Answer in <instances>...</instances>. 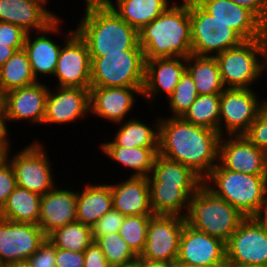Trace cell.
I'll use <instances>...</instances> for the list:
<instances>
[{
  "mask_svg": "<svg viewBox=\"0 0 267 267\" xmlns=\"http://www.w3.org/2000/svg\"><path fill=\"white\" fill-rule=\"evenodd\" d=\"M160 116L158 154L190 167L204 179L218 164V131L186 122L181 117Z\"/></svg>",
  "mask_w": 267,
  "mask_h": 267,
  "instance_id": "obj_1",
  "label": "cell"
},
{
  "mask_svg": "<svg viewBox=\"0 0 267 267\" xmlns=\"http://www.w3.org/2000/svg\"><path fill=\"white\" fill-rule=\"evenodd\" d=\"M84 13L75 31L86 42L90 57L132 50L138 31L122 20L103 0H83Z\"/></svg>",
  "mask_w": 267,
  "mask_h": 267,
  "instance_id": "obj_2",
  "label": "cell"
},
{
  "mask_svg": "<svg viewBox=\"0 0 267 267\" xmlns=\"http://www.w3.org/2000/svg\"><path fill=\"white\" fill-rule=\"evenodd\" d=\"M176 1L138 31L139 45L145 59L187 58L192 54L189 0Z\"/></svg>",
  "mask_w": 267,
  "mask_h": 267,
  "instance_id": "obj_3",
  "label": "cell"
},
{
  "mask_svg": "<svg viewBox=\"0 0 267 267\" xmlns=\"http://www.w3.org/2000/svg\"><path fill=\"white\" fill-rule=\"evenodd\" d=\"M203 185L245 217H259L267 204V175L234 172L218 163L203 179Z\"/></svg>",
  "mask_w": 267,
  "mask_h": 267,
  "instance_id": "obj_4",
  "label": "cell"
},
{
  "mask_svg": "<svg viewBox=\"0 0 267 267\" xmlns=\"http://www.w3.org/2000/svg\"><path fill=\"white\" fill-rule=\"evenodd\" d=\"M185 222L225 243L246 218L238 209L202 185L189 198Z\"/></svg>",
  "mask_w": 267,
  "mask_h": 267,
  "instance_id": "obj_5",
  "label": "cell"
},
{
  "mask_svg": "<svg viewBox=\"0 0 267 267\" xmlns=\"http://www.w3.org/2000/svg\"><path fill=\"white\" fill-rule=\"evenodd\" d=\"M225 88L251 89L267 72L264 38L244 40L215 56Z\"/></svg>",
  "mask_w": 267,
  "mask_h": 267,
  "instance_id": "obj_6",
  "label": "cell"
},
{
  "mask_svg": "<svg viewBox=\"0 0 267 267\" xmlns=\"http://www.w3.org/2000/svg\"><path fill=\"white\" fill-rule=\"evenodd\" d=\"M91 61V87H144L145 58L139 44Z\"/></svg>",
  "mask_w": 267,
  "mask_h": 267,
  "instance_id": "obj_7",
  "label": "cell"
},
{
  "mask_svg": "<svg viewBox=\"0 0 267 267\" xmlns=\"http://www.w3.org/2000/svg\"><path fill=\"white\" fill-rule=\"evenodd\" d=\"M189 18L194 55L215 57L244 41L235 30L215 19L196 0H189Z\"/></svg>",
  "mask_w": 267,
  "mask_h": 267,
  "instance_id": "obj_8",
  "label": "cell"
},
{
  "mask_svg": "<svg viewBox=\"0 0 267 267\" xmlns=\"http://www.w3.org/2000/svg\"><path fill=\"white\" fill-rule=\"evenodd\" d=\"M46 148L43 142L36 139L13 155L12 151L5 155L13 167L17 186L41 196L57 184Z\"/></svg>",
  "mask_w": 267,
  "mask_h": 267,
  "instance_id": "obj_9",
  "label": "cell"
},
{
  "mask_svg": "<svg viewBox=\"0 0 267 267\" xmlns=\"http://www.w3.org/2000/svg\"><path fill=\"white\" fill-rule=\"evenodd\" d=\"M260 98L253 88H225L220 93L219 134L243 135L267 104Z\"/></svg>",
  "mask_w": 267,
  "mask_h": 267,
  "instance_id": "obj_10",
  "label": "cell"
},
{
  "mask_svg": "<svg viewBox=\"0 0 267 267\" xmlns=\"http://www.w3.org/2000/svg\"><path fill=\"white\" fill-rule=\"evenodd\" d=\"M71 29V30H70ZM62 48L59 52L54 81L58 87L84 88L91 87V57L86 42L75 31L65 30Z\"/></svg>",
  "mask_w": 267,
  "mask_h": 267,
  "instance_id": "obj_11",
  "label": "cell"
},
{
  "mask_svg": "<svg viewBox=\"0 0 267 267\" xmlns=\"http://www.w3.org/2000/svg\"><path fill=\"white\" fill-rule=\"evenodd\" d=\"M226 259L267 267V226L259 217H246L226 242Z\"/></svg>",
  "mask_w": 267,
  "mask_h": 267,
  "instance_id": "obj_12",
  "label": "cell"
},
{
  "mask_svg": "<svg viewBox=\"0 0 267 267\" xmlns=\"http://www.w3.org/2000/svg\"><path fill=\"white\" fill-rule=\"evenodd\" d=\"M185 223V218L181 216L153 215L148 225L147 241L139 257L148 261L176 262Z\"/></svg>",
  "mask_w": 267,
  "mask_h": 267,
  "instance_id": "obj_13",
  "label": "cell"
},
{
  "mask_svg": "<svg viewBox=\"0 0 267 267\" xmlns=\"http://www.w3.org/2000/svg\"><path fill=\"white\" fill-rule=\"evenodd\" d=\"M47 239L37 224L0 218V267L27 261Z\"/></svg>",
  "mask_w": 267,
  "mask_h": 267,
  "instance_id": "obj_14",
  "label": "cell"
},
{
  "mask_svg": "<svg viewBox=\"0 0 267 267\" xmlns=\"http://www.w3.org/2000/svg\"><path fill=\"white\" fill-rule=\"evenodd\" d=\"M226 260V243L220 238L185 223L176 262L198 267H221Z\"/></svg>",
  "mask_w": 267,
  "mask_h": 267,
  "instance_id": "obj_15",
  "label": "cell"
},
{
  "mask_svg": "<svg viewBox=\"0 0 267 267\" xmlns=\"http://www.w3.org/2000/svg\"><path fill=\"white\" fill-rule=\"evenodd\" d=\"M218 163L234 172L267 175V154L244 135L221 136Z\"/></svg>",
  "mask_w": 267,
  "mask_h": 267,
  "instance_id": "obj_16",
  "label": "cell"
},
{
  "mask_svg": "<svg viewBox=\"0 0 267 267\" xmlns=\"http://www.w3.org/2000/svg\"><path fill=\"white\" fill-rule=\"evenodd\" d=\"M49 88V84L39 81L3 94L2 107L9 123L25 120L30 126L43 125Z\"/></svg>",
  "mask_w": 267,
  "mask_h": 267,
  "instance_id": "obj_17",
  "label": "cell"
},
{
  "mask_svg": "<svg viewBox=\"0 0 267 267\" xmlns=\"http://www.w3.org/2000/svg\"><path fill=\"white\" fill-rule=\"evenodd\" d=\"M61 18V16H58L44 30L33 32V35L32 32L26 35L23 49L27 52L31 71L37 82H41L39 79L42 78V75L45 77L52 76V78L54 76L59 52L62 48L59 43L62 41L57 43L54 37L58 34L61 36L60 31H64L62 30L64 27L61 26L63 24ZM52 34H55L53 38H51Z\"/></svg>",
  "mask_w": 267,
  "mask_h": 267,
  "instance_id": "obj_18",
  "label": "cell"
},
{
  "mask_svg": "<svg viewBox=\"0 0 267 267\" xmlns=\"http://www.w3.org/2000/svg\"><path fill=\"white\" fill-rule=\"evenodd\" d=\"M49 88L43 125H65L84 121L90 115V90L84 88ZM87 116V117H86Z\"/></svg>",
  "mask_w": 267,
  "mask_h": 267,
  "instance_id": "obj_19",
  "label": "cell"
},
{
  "mask_svg": "<svg viewBox=\"0 0 267 267\" xmlns=\"http://www.w3.org/2000/svg\"><path fill=\"white\" fill-rule=\"evenodd\" d=\"M144 87H90V115L117 124L135 110ZM136 96V97H135ZM94 114V115H93Z\"/></svg>",
  "mask_w": 267,
  "mask_h": 267,
  "instance_id": "obj_20",
  "label": "cell"
},
{
  "mask_svg": "<svg viewBox=\"0 0 267 267\" xmlns=\"http://www.w3.org/2000/svg\"><path fill=\"white\" fill-rule=\"evenodd\" d=\"M185 71L186 58L184 57L145 59V83L142 98L151 104V108L158 97L163 98L160 97L161 94H165L167 99L175 90Z\"/></svg>",
  "mask_w": 267,
  "mask_h": 267,
  "instance_id": "obj_21",
  "label": "cell"
},
{
  "mask_svg": "<svg viewBox=\"0 0 267 267\" xmlns=\"http://www.w3.org/2000/svg\"><path fill=\"white\" fill-rule=\"evenodd\" d=\"M56 184L41 196L38 226L48 236L55 229L77 221V191Z\"/></svg>",
  "mask_w": 267,
  "mask_h": 267,
  "instance_id": "obj_22",
  "label": "cell"
},
{
  "mask_svg": "<svg viewBox=\"0 0 267 267\" xmlns=\"http://www.w3.org/2000/svg\"><path fill=\"white\" fill-rule=\"evenodd\" d=\"M215 19L227 24L244 40L264 38L266 26L248 9L231 0H196Z\"/></svg>",
  "mask_w": 267,
  "mask_h": 267,
  "instance_id": "obj_23",
  "label": "cell"
},
{
  "mask_svg": "<svg viewBox=\"0 0 267 267\" xmlns=\"http://www.w3.org/2000/svg\"><path fill=\"white\" fill-rule=\"evenodd\" d=\"M58 16L41 0H0V21L15 24L26 33L44 30Z\"/></svg>",
  "mask_w": 267,
  "mask_h": 267,
  "instance_id": "obj_24",
  "label": "cell"
},
{
  "mask_svg": "<svg viewBox=\"0 0 267 267\" xmlns=\"http://www.w3.org/2000/svg\"><path fill=\"white\" fill-rule=\"evenodd\" d=\"M128 177L110 184L113 208L124 216L154 215L150 206L148 178Z\"/></svg>",
  "mask_w": 267,
  "mask_h": 267,
  "instance_id": "obj_25",
  "label": "cell"
},
{
  "mask_svg": "<svg viewBox=\"0 0 267 267\" xmlns=\"http://www.w3.org/2000/svg\"><path fill=\"white\" fill-rule=\"evenodd\" d=\"M77 191V221L92 227L113 208L110 182L88 184Z\"/></svg>",
  "mask_w": 267,
  "mask_h": 267,
  "instance_id": "obj_26",
  "label": "cell"
},
{
  "mask_svg": "<svg viewBox=\"0 0 267 267\" xmlns=\"http://www.w3.org/2000/svg\"><path fill=\"white\" fill-rule=\"evenodd\" d=\"M100 151L110 161L131 170L133 177H148L158 155V147L123 148L115 146L110 140L100 143Z\"/></svg>",
  "mask_w": 267,
  "mask_h": 267,
  "instance_id": "obj_27",
  "label": "cell"
},
{
  "mask_svg": "<svg viewBox=\"0 0 267 267\" xmlns=\"http://www.w3.org/2000/svg\"><path fill=\"white\" fill-rule=\"evenodd\" d=\"M122 20L140 31L175 0H103Z\"/></svg>",
  "mask_w": 267,
  "mask_h": 267,
  "instance_id": "obj_28",
  "label": "cell"
},
{
  "mask_svg": "<svg viewBox=\"0 0 267 267\" xmlns=\"http://www.w3.org/2000/svg\"><path fill=\"white\" fill-rule=\"evenodd\" d=\"M199 188L170 187L162 186V183H149L152 212L154 215H177L185 217L189 206V198Z\"/></svg>",
  "mask_w": 267,
  "mask_h": 267,
  "instance_id": "obj_29",
  "label": "cell"
},
{
  "mask_svg": "<svg viewBox=\"0 0 267 267\" xmlns=\"http://www.w3.org/2000/svg\"><path fill=\"white\" fill-rule=\"evenodd\" d=\"M160 116L148 125L141 118L129 117L124 122L117 123L119 126L111 139L115 146L123 148L134 147H158Z\"/></svg>",
  "mask_w": 267,
  "mask_h": 267,
  "instance_id": "obj_30",
  "label": "cell"
},
{
  "mask_svg": "<svg viewBox=\"0 0 267 267\" xmlns=\"http://www.w3.org/2000/svg\"><path fill=\"white\" fill-rule=\"evenodd\" d=\"M148 183H162V186L170 187H201L203 179L190 167L178 161H174L158 154Z\"/></svg>",
  "mask_w": 267,
  "mask_h": 267,
  "instance_id": "obj_31",
  "label": "cell"
},
{
  "mask_svg": "<svg viewBox=\"0 0 267 267\" xmlns=\"http://www.w3.org/2000/svg\"><path fill=\"white\" fill-rule=\"evenodd\" d=\"M41 195L17 186L0 209V218L18 222L38 224Z\"/></svg>",
  "mask_w": 267,
  "mask_h": 267,
  "instance_id": "obj_32",
  "label": "cell"
},
{
  "mask_svg": "<svg viewBox=\"0 0 267 267\" xmlns=\"http://www.w3.org/2000/svg\"><path fill=\"white\" fill-rule=\"evenodd\" d=\"M186 71L192 77L198 95L221 93L225 89L215 57L191 54L186 58Z\"/></svg>",
  "mask_w": 267,
  "mask_h": 267,
  "instance_id": "obj_33",
  "label": "cell"
},
{
  "mask_svg": "<svg viewBox=\"0 0 267 267\" xmlns=\"http://www.w3.org/2000/svg\"><path fill=\"white\" fill-rule=\"evenodd\" d=\"M32 74L27 52L24 49L16 51L0 67V94L26 87L36 83Z\"/></svg>",
  "mask_w": 267,
  "mask_h": 267,
  "instance_id": "obj_34",
  "label": "cell"
},
{
  "mask_svg": "<svg viewBox=\"0 0 267 267\" xmlns=\"http://www.w3.org/2000/svg\"><path fill=\"white\" fill-rule=\"evenodd\" d=\"M47 239L56 248L74 252H84L94 241L91 227L78 221L55 229Z\"/></svg>",
  "mask_w": 267,
  "mask_h": 267,
  "instance_id": "obj_35",
  "label": "cell"
},
{
  "mask_svg": "<svg viewBox=\"0 0 267 267\" xmlns=\"http://www.w3.org/2000/svg\"><path fill=\"white\" fill-rule=\"evenodd\" d=\"M181 118L219 132L220 93L198 95Z\"/></svg>",
  "mask_w": 267,
  "mask_h": 267,
  "instance_id": "obj_36",
  "label": "cell"
},
{
  "mask_svg": "<svg viewBox=\"0 0 267 267\" xmlns=\"http://www.w3.org/2000/svg\"><path fill=\"white\" fill-rule=\"evenodd\" d=\"M153 215L125 216L118 234L127 243L133 253L139 257L144 250L147 241V230L150 218Z\"/></svg>",
  "mask_w": 267,
  "mask_h": 267,
  "instance_id": "obj_37",
  "label": "cell"
},
{
  "mask_svg": "<svg viewBox=\"0 0 267 267\" xmlns=\"http://www.w3.org/2000/svg\"><path fill=\"white\" fill-rule=\"evenodd\" d=\"M198 97L197 88L190 74L185 71L173 93L165 100L171 117H182Z\"/></svg>",
  "mask_w": 267,
  "mask_h": 267,
  "instance_id": "obj_38",
  "label": "cell"
},
{
  "mask_svg": "<svg viewBox=\"0 0 267 267\" xmlns=\"http://www.w3.org/2000/svg\"><path fill=\"white\" fill-rule=\"evenodd\" d=\"M94 242L112 267L132 262L137 258L118 232L100 236Z\"/></svg>",
  "mask_w": 267,
  "mask_h": 267,
  "instance_id": "obj_39",
  "label": "cell"
},
{
  "mask_svg": "<svg viewBox=\"0 0 267 267\" xmlns=\"http://www.w3.org/2000/svg\"><path fill=\"white\" fill-rule=\"evenodd\" d=\"M243 135L267 154V104Z\"/></svg>",
  "mask_w": 267,
  "mask_h": 267,
  "instance_id": "obj_40",
  "label": "cell"
},
{
  "mask_svg": "<svg viewBox=\"0 0 267 267\" xmlns=\"http://www.w3.org/2000/svg\"><path fill=\"white\" fill-rule=\"evenodd\" d=\"M124 219V215L112 208L91 227L93 240L95 241L100 236L117 233Z\"/></svg>",
  "mask_w": 267,
  "mask_h": 267,
  "instance_id": "obj_41",
  "label": "cell"
},
{
  "mask_svg": "<svg viewBox=\"0 0 267 267\" xmlns=\"http://www.w3.org/2000/svg\"><path fill=\"white\" fill-rule=\"evenodd\" d=\"M27 33L19 26L0 21V43L8 44L17 51L24 48Z\"/></svg>",
  "mask_w": 267,
  "mask_h": 267,
  "instance_id": "obj_42",
  "label": "cell"
},
{
  "mask_svg": "<svg viewBox=\"0 0 267 267\" xmlns=\"http://www.w3.org/2000/svg\"><path fill=\"white\" fill-rule=\"evenodd\" d=\"M16 187L17 182L13 167L5 158L0 162V209Z\"/></svg>",
  "mask_w": 267,
  "mask_h": 267,
  "instance_id": "obj_43",
  "label": "cell"
},
{
  "mask_svg": "<svg viewBox=\"0 0 267 267\" xmlns=\"http://www.w3.org/2000/svg\"><path fill=\"white\" fill-rule=\"evenodd\" d=\"M56 247L46 239L27 261L31 267H55Z\"/></svg>",
  "mask_w": 267,
  "mask_h": 267,
  "instance_id": "obj_44",
  "label": "cell"
},
{
  "mask_svg": "<svg viewBox=\"0 0 267 267\" xmlns=\"http://www.w3.org/2000/svg\"><path fill=\"white\" fill-rule=\"evenodd\" d=\"M55 267H84V252L56 248Z\"/></svg>",
  "mask_w": 267,
  "mask_h": 267,
  "instance_id": "obj_45",
  "label": "cell"
},
{
  "mask_svg": "<svg viewBox=\"0 0 267 267\" xmlns=\"http://www.w3.org/2000/svg\"><path fill=\"white\" fill-rule=\"evenodd\" d=\"M84 267H112L106 260L102 250L93 241L84 251Z\"/></svg>",
  "mask_w": 267,
  "mask_h": 267,
  "instance_id": "obj_46",
  "label": "cell"
},
{
  "mask_svg": "<svg viewBox=\"0 0 267 267\" xmlns=\"http://www.w3.org/2000/svg\"><path fill=\"white\" fill-rule=\"evenodd\" d=\"M251 11L267 27V0H231Z\"/></svg>",
  "mask_w": 267,
  "mask_h": 267,
  "instance_id": "obj_47",
  "label": "cell"
},
{
  "mask_svg": "<svg viewBox=\"0 0 267 267\" xmlns=\"http://www.w3.org/2000/svg\"><path fill=\"white\" fill-rule=\"evenodd\" d=\"M9 121L6 116L5 110L3 107L0 108V151L7 155L12 150V142L10 138V129H9Z\"/></svg>",
  "mask_w": 267,
  "mask_h": 267,
  "instance_id": "obj_48",
  "label": "cell"
},
{
  "mask_svg": "<svg viewBox=\"0 0 267 267\" xmlns=\"http://www.w3.org/2000/svg\"><path fill=\"white\" fill-rule=\"evenodd\" d=\"M14 47L0 43V67L16 52Z\"/></svg>",
  "mask_w": 267,
  "mask_h": 267,
  "instance_id": "obj_49",
  "label": "cell"
},
{
  "mask_svg": "<svg viewBox=\"0 0 267 267\" xmlns=\"http://www.w3.org/2000/svg\"><path fill=\"white\" fill-rule=\"evenodd\" d=\"M140 267H173V263L148 261L140 258Z\"/></svg>",
  "mask_w": 267,
  "mask_h": 267,
  "instance_id": "obj_50",
  "label": "cell"
},
{
  "mask_svg": "<svg viewBox=\"0 0 267 267\" xmlns=\"http://www.w3.org/2000/svg\"><path fill=\"white\" fill-rule=\"evenodd\" d=\"M221 267H261V266L245 264V263H237V262L226 259L224 264Z\"/></svg>",
  "mask_w": 267,
  "mask_h": 267,
  "instance_id": "obj_51",
  "label": "cell"
},
{
  "mask_svg": "<svg viewBox=\"0 0 267 267\" xmlns=\"http://www.w3.org/2000/svg\"><path fill=\"white\" fill-rule=\"evenodd\" d=\"M114 267H140V257H137L134 261L122 264V265H117Z\"/></svg>",
  "mask_w": 267,
  "mask_h": 267,
  "instance_id": "obj_52",
  "label": "cell"
},
{
  "mask_svg": "<svg viewBox=\"0 0 267 267\" xmlns=\"http://www.w3.org/2000/svg\"><path fill=\"white\" fill-rule=\"evenodd\" d=\"M5 267H31L28 261H20V262H14L9 265H6Z\"/></svg>",
  "mask_w": 267,
  "mask_h": 267,
  "instance_id": "obj_53",
  "label": "cell"
},
{
  "mask_svg": "<svg viewBox=\"0 0 267 267\" xmlns=\"http://www.w3.org/2000/svg\"><path fill=\"white\" fill-rule=\"evenodd\" d=\"M259 218L265 223V225L267 226V204L264 207L261 215L259 216Z\"/></svg>",
  "mask_w": 267,
  "mask_h": 267,
  "instance_id": "obj_54",
  "label": "cell"
},
{
  "mask_svg": "<svg viewBox=\"0 0 267 267\" xmlns=\"http://www.w3.org/2000/svg\"><path fill=\"white\" fill-rule=\"evenodd\" d=\"M173 267H198V266H192V265L184 264L182 262H174Z\"/></svg>",
  "mask_w": 267,
  "mask_h": 267,
  "instance_id": "obj_55",
  "label": "cell"
},
{
  "mask_svg": "<svg viewBox=\"0 0 267 267\" xmlns=\"http://www.w3.org/2000/svg\"><path fill=\"white\" fill-rule=\"evenodd\" d=\"M264 39H265V42H266V63H267V27L265 29Z\"/></svg>",
  "mask_w": 267,
  "mask_h": 267,
  "instance_id": "obj_56",
  "label": "cell"
},
{
  "mask_svg": "<svg viewBox=\"0 0 267 267\" xmlns=\"http://www.w3.org/2000/svg\"><path fill=\"white\" fill-rule=\"evenodd\" d=\"M5 159V155L0 151V162Z\"/></svg>",
  "mask_w": 267,
  "mask_h": 267,
  "instance_id": "obj_57",
  "label": "cell"
},
{
  "mask_svg": "<svg viewBox=\"0 0 267 267\" xmlns=\"http://www.w3.org/2000/svg\"><path fill=\"white\" fill-rule=\"evenodd\" d=\"M41 1H43L47 6H48L49 3H50V0H41Z\"/></svg>",
  "mask_w": 267,
  "mask_h": 267,
  "instance_id": "obj_58",
  "label": "cell"
},
{
  "mask_svg": "<svg viewBox=\"0 0 267 267\" xmlns=\"http://www.w3.org/2000/svg\"><path fill=\"white\" fill-rule=\"evenodd\" d=\"M2 107V95L0 94V108Z\"/></svg>",
  "mask_w": 267,
  "mask_h": 267,
  "instance_id": "obj_59",
  "label": "cell"
}]
</instances>
